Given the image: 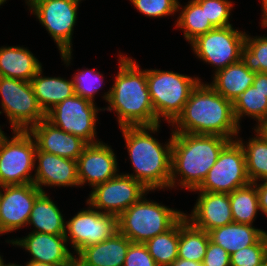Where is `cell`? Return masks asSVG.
Listing matches in <instances>:
<instances>
[{"instance_id": "obj_23", "label": "cell", "mask_w": 267, "mask_h": 266, "mask_svg": "<svg viewBox=\"0 0 267 266\" xmlns=\"http://www.w3.org/2000/svg\"><path fill=\"white\" fill-rule=\"evenodd\" d=\"M256 73L250 71L245 63L240 60L213 73V81L209 85L225 99L234 102L253 84Z\"/></svg>"}, {"instance_id": "obj_46", "label": "cell", "mask_w": 267, "mask_h": 266, "mask_svg": "<svg viewBox=\"0 0 267 266\" xmlns=\"http://www.w3.org/2000/svg\"><path fill=\"white\" fill-rule=\"evenodd\" d=\"M64 266H83L76 258H74L70 263Z\"/></svg>"}, {"instance_id": "obj_16", "label": "cell", "mask_w": 267, "mask_h": 266, "mask_svg": "<svg viewBox=\"0 0 267 266\" xmlns=\"http://www.w3.org/2000/svg\"><path fill=\"white\" fill-rule=\"evenodd\" d=\"M116 154L111 146L102 140L87 144L77 160L79 185L88 184L92 189L114 178L119 172Z\"/></svg>"}, {"instance_id": "obj_53", "label": "cell", "mask_w": 267, "mask_h": 266, "mask_svg": "<svg viewBox=\"0 0 267 266\" xmlns=\"http://www.w3.org/2000/svg\"><path fill=\"white\" fill-rule=\"evenodd\" d=\"M73 1H76V2L80 3L82 0H73Z\"/></svg>"}, {"instance_id": "obj_32", "label": "cell", "mask_w": 267, "mask_h": 266, "mask_svg": "<svg viewBox=\"0 0 267 266\" xmlns=\"http://www.w3.org/2000/svg\"><path fill=\"white\" fill-rule=\"evenodd\" d=\"M144 244L157 266H170L178 258L179 221L167 232Z\"/></svg>"}, {"instance_id": "obj_50", "label": "cell", "mask_w": 267, "mask_h": 266, "mask_svg": "<svg viewBox=\"0 0 267 266\" xmlns=\"http://www.w3.org/2000/svg\"><path fill=\"white\" fill-rule=\"evenodd\" d=\"M7 0H0V6L3 5Z\"/></svg>"}, {"instance_id": "obj_33", "label": "cell", "mask_w": 267, "mask_h": 266, "mask_svg": "<svg viewBox=\"0 0 267 266\" xmlns=\"http://www.w3.org/2000/svg\"><path fill=\"white\" fill-rule=\"evenodd\" d=\"M241 60L250 71L267 73V35L254 37L246 33Z\"/></svg>"}, {"instance_id": "obj_43", "label": "cell", "mask_w": 267, "mask_h": 266, "mask_svg": "<svg viewBox=\"0 0 267 266\" xmlns=\"http://www.w3.org/2000/svg\"><path fill=\"white\" fill-rule=\"evenodd\" d=\"M257 129L263 133V135L267 138V119H265L258 127Z\"/></svg>"}, {"instance_id": "obj_30", "label": "cell", "mask_w": 267, "mask_h": 266, "mask_svg": "<svg viewBox=\"0 0 267 266\" xmlns=\"http://www.w3.org/2000/svg\"><path fill=\"white\" fill-rule=\"evenodd\" d=\"M233 111L238 125L241 127L242 117L254 119L257 128L267 119V91L256 89L253 85L247 88L233 102Z\"/></svg>"}, {"instance_id": "obj_51", "label": "cell", "mask_w": 267, "mask_h": 266, "mask_svg": "<svg viewBox=\"0 0 267 266\" xmlns=\"http://www.w3.org/2000/svg\"><path fill=\"white\" fill-rule=\"evenodd\" d=\"M265 240H266V247H267V231L265 232Z\"/></svg>"}, {"instance_id": "obj_9", "label": "cell", "mask_w": 267, "mask_h": 266, "mask_svg": "<svg viewBox=\"0 0 267 266\" xmlns=\"http://www.w3.org/2000/svg\"><path fill=\"white\" fill-rule=\"evenodd\" d=\"M2 111L13 130L28 131L46 118L40 108L31 82L0 76Z\"/></svg>"}, {"instance_id": "obj_52", "label": "cell", "mask_w": 267, "mask_h": 266, "mask_svg": "<svg viewBox=\"0 0 267 266\" xmlns=\"http://www.w3.org/2000/svg\"><path fill=\"white\" fill-rule=\"evenodd\" d=\"M2 260H3V256L0 255V263H1Z\"/></svg>"}, {"instance_id": "obj_10", "label": "cell", "mask_w": 267, "mask_h": 266, "mask_svg": "<svg viewBox=\"0 0 267 266\" xmlns=\"http://www.w3.org/2000/svg\"><path fill=\"white\" fill-rule=\"evenodd\" d=\"M245 38L246 32L231 25L208 31L198 36L190 45L195 57L213 66L216 73L241 60Z\"/></svg>"}, {"instance_id": "obj_42", "label": "cell", "mask_w": 267, "mask_h": 266, "mask_svg": "<svg viewBox=\"0 0 267 266\" xmlns=\"http://www.w3.org/2000/svg\"><path fill=\"white\" fill-rule=\"evenodd\" d=\"M170 266H202V263L177 258Z\"/></svg>"}, {"instance_id": "obj_4", "label": "cell", "mask_w": 267, "mask_h": 266, "mask_svg": "<svg viewBox=\"0 0 267 266\" xmlns=\"http://www.w3.org/2000/svg\"><path fill=\"white\" fill-rule=\"evenodd\" d=\"M229 141L218 135L173 133L170 189H197Z\"/></svg>"}, {"instance_id": "obj_1", "label": "cell", "mask_w": 267, "mask_h": 266, "mask_svg": "<svg viewBox=\"0 0 267 266\" xmlns=\"http://www.w3.org/2000/svg\"><path fill=\"white\" fill-rule=\"evenodd\" d=\"M118 55L119 70L112 87L102 96L108 104L103 111L115 112L119 128L160 124L150 99L146 69L132 57L121 52Z\"/></svg>"}, {"instance_id": "obj_15", "label": "cell", "mask_w": 267, "mask_h": 266, "mask_svg": "<svg viewBox=\"0 0 267 266\" xmlns=\"http://www.w3.org/2000/svg\"><path fill=\"white\" fill-rule=\"evenodd\" d=\"M42 193L34 183L0 187L1 235L27 227L35 200Z\"/></svg>"}, {"instance_id": "obj_12", "label": "cell", "mask_w": 267, "mask_h": 266, "mask_svg": "<svg viewBox=\"0 0 267 266\" xmlns=\"http://www.w3.org/2000/svg\"><path fill=\"white\" fill-rule=\"evenodd\" d=\"M99 111H103V108L99 109L96 103L75 94L50 109L46 113V119L87 144H94L100 142L96 131Z\"/></svg>"}, {"instance_id": "obj_31", "label": "cell", "mask_w": 267, "mask_h": 266, "mask_svg": "<svg viewBox=\"0 0 267 266\" xmlns=\"http://www.w3.org/2000/svg\"><path fill=\"white\" fill-rule=\"evenodd\" d=\"M233 222L253 225L259 210L256 186L253 183L229 193Z\"/></svg>"}, {"instance_id": "obj_24", "label": "cell", "mask_w": 267, "mask_h": 266, "mask_svg": "<svg viewBox=\"0 0 267 266\" xmlns=\"http://www.w3.org/2000/svg\"><path fill=\"white\" fill-rule=\"evenodd\" d=\"M43 67L31 79L36 100L46 114L56 104L75 95L73 80L61 77L43 76Z\"/></svg>"}, {"instance_id": "obj_34", "label": "cell", "mask_w": 267, "mask_h": 266, "mask_svg": "<svg viewBox=\"0 0 267 266\" xmlns=\"http://www.w3.org/2000/svg\"><path fill=\"white\" fill-rule=\"evenodd\" d=\"M75 88V94L95 103V96L102 88L104 76L97 69H81L78 73L72 75Z\"/></svg>"}, {"instance_id": "obj_18", "label": "cell", "mask_w": 267, "mask_h": 266, "mask_svg": "<svg viewBox=\"0 0 267 266\" xmlns=\"http://www.w3.org/2000/svg\"><path fill=\"white\" fill-rule=\"evenodd\" d=\"M33 183L43 193L47 186L80 188L77 161L36 149Z\"/></svg>"}, {"instance_id": "obj_2", "label": "cell", "mask_w": 267, "mask_h": 266, "mask_svg": "<svg viewBox=\"0 0 267 266\" xmlns=\"http://www.w3.org/2000/svg\"><path fill=\"white\" fill-rule=\"evenodd\" d=\"M173 133L218 135L235 140L240 133L233 102L200 81L191 91L182 112L170 124Z\"/></svg>"}, {"instance_id": "obj_29", "label": "cell", "mask_w": 267, "mask_h": 266, "mask_svg": "<svg viewBox=\"0 0 267 266\" xmlns=\"http://www.w3.org/2000/svg\"><path fill=\"white\" fill-rule=\"evenodd\" d=\"M209 233L194 227L185 216L179 220L178 258L203 262Z\"/></svg>"}, {"instance_id": "obj_21", "label": "cell", "mask_w": 267, "mask_h": 266, "mask_svg": "<svg viewBox=\"0 0 267 266\" xmlns=\"http://www.w3.org/2000/svg\"><path fill=\"white\" fill-rule=\"evenodd\" d=\"M130 244L118 231L109 239L82 249L75 258L83 266H123Z\"/></svg>"}, {"instance_id": "obj_47", "label": "cell", "mask_w": 267, "mask_h": 266, "mask_svg": "<svg viewBox=\"0 0 267 266\" xmlns=\"http://www.w3.org/2000/svg\"><path fill=\"white\" fill-rule=\"evenodd\" d=\"M0 266H23V265H18V264H16V263H5V261H4V259L1 261V263H0ZM25 266V265H24Z\"/></svg>"}, {"instance_id": "obj_49", "label": "cell", "mask_w": 267, "mask_h": 266, "mask_svg": "<svg viewBox=\"0 0 267 266\" xmlns=\"http://www.w3.org/2000/svg\"><path fill=\"white\" fill-rule=\"evenodd\" d=\"M259 266H267V258Z\"/></svg>"}, {"instance_id": "obj_37", "label": "cell", "mask_w": 267, "mask_h": 266, "mask_svg": "<svg viewBox=\"0 0 267 266\" xmlns=\"http://www.w3.org/2000/svg\"><path fill=\"white\" fill-rule=\"evenodd\" d=\"M146 17L160 18L177 13L178 0H129Z\"/></svg>"}, {"instance_id": "obj_13", "label": "cell", "mask_w": 267, "mask_h": 266, "mask_svg": "<svg viewBox=\"0 0 267 266\" xmlns=\"http://www.w3.org/2000/svg\"><path fill=\"white\" fill-rule=\"evenodd\" d=\"M87 209L77 212L65 224V237L74 255L82 249L100 243L118 232V216L101 213L86 202Z\"/></svg>"}, {"instance_id": "obj_48", "label": "cell", "mask_w": 267, "mask_h": 266, "mask_svg": "<svg viewBox=\"0 0 267 266\" xmlns=\"http://www.w3.org/2000/svg\"><path fill=\"white\" fill-rule=\"evenodd\" d=\"M261 26L267 28V15L261 20Z\"/></svg>"}, {"instance_id": "obj_40", "label": "cell", "mask_w": 267, "mask_h": 266, "mask_svg": "<svg viewBox=\"0 0 267 266\" xmlns=\"http://www.w3.org/2000/svg\"><path fill=\"white\" fill-rule=\"evenodd\" d=\"M256 186L258 195L259 210L267 216V181L253 183Z\"/></svg>"}, {"instance_id": "obj_38", "label": "cell", "mask_w": 267, "mask_h": 266, "mask_svg": "<svg viewBox=\"0 0 267 266\" xmlns=\"http://www.w3.org/2000/svg\"><path fill=\"white\" fill-rule=\"evenodd\" d=\"M123 266H157L144 243L131 242Z\"/></svg>"}, {"instance_id": "obj_22", "label": "cell", "mask_w": 267, "mask_h": 266, "mask_svg": "<svg viewBox=\"0 0 267 266\" xmlns=\"http://www.w3.org/2000/svg\"><path fill=\"white\" fill-rule=\"evenodd\" d=\"M41 68V62L28 48L0 47V76L30 82Z\"/></svg>"}, {"instance_id": "obj_41", "label": "cell", "mask_w": 267, "mask_h": 266, "mask_svg": "<svg viewBox=\"0 0 267 266\" xmlns=\"http://www.w3.org/2000/svg\"><path fill=\"white\" fill-rule=\"evenodd\" d=\"M252 85L256 89L267 91V73L265 72L256 73V77Z\"/></svg>"}, {"instance_id": "obj_27", "label": "cell", "mask_w": 267, "mask_h": 266, "mask_svg": "<svg viewBox=\"0 0 267 266\" xmlns=\"http://www.w3.org/2000/svg\"><path fill=\"white\" fill-rule=\"evenodd\" d=\"M248 142L236 138L242 145L246 158L247 176L251 183L267 181V138L257 128ZM247 144V145H246Z\"/></svg>"}, {"instance_id": "obj_45", "label": "cell", "mask_w": 267, "mask_h": 266, "mask_svg": "<svg viewBox=\"0 0 267 266\" xmlns=\"http://www.w3.org/2000/svg\"><path fill=\"white\" fill-rule=\"evenodd\" d=\"M261 8H262V10H261V12H262V17H261V19H263L266 15H267V0H261Z\"/></svg>"}, {"instance_id": "obj_11", "label": "cell", "mask_w": 267, "mask_h": 266, "mask_svg": "<svg viewBox=\"0 0 267 266\" xmlns=\"http://www.w3.org/2000/svg\"><path fill=\"white\" fill-rule=\"evenodd\" d=\"M251 182L247 176L245 152L240 142L230 140L220 152L200 186L193 191L231 193Z\"/></svg>"}, {"instance_id": "obj_26", "label": "cell", "mask_w": 267, "mask_h": 266, "mask_svg": "<svg viewBox=\"0 0 267 266\" xmlns=\"http://www.w3.org/2000/svg\"><path fill=\"white\" fill-rule=\"evenodd\" d=\"M63 217L57 204L45 192L35 200L27 227L33 226L31 232L65 235L66 220Z\"/></svg>"}, {"instance_id": "obj_44", "label": "cell", "mask_w": 267, "mask_h": 266, "mask_svg": "<svg viewBox=\"0 0 267 266\" xmlns=\"http://www.w3.org/2000/svg\"><path fill=\"white\" fill-rule=\"evenodd\" d=\"M25 266H55L52 264L48 263H43V262H35V261H28L27 263H24Z\"/></svg>"}, {"instance_id": "obj_20", "label": "cell", "mask_w": 267, "mask_h": 266, "mask_svg": "<svg viewBox=\"0 0 267 266\" xmlns=\"http://www.w3.org/2000/svg\"><path fill=\"white\" fill-rule=\"evenodd\" d=\"M28 132L33 136L39 151L76 161L87 145L81 138L61 130L46 118L32 126Z\"/></svg>"}, {"instance_id": "obj_28", "label": "cell", "mask_w": 267, "mask_h": 266, "mask_svg": "<svg viewBox=\"0 0 267 266\" xmlns=\"http://www.w3.org/2000/svg\"><path fill=\"white\" fill-rule=\"evenodd\" d=\"M175 28L183 31V36L191 43L198 36L215 29L205 14V7H201L195 0H189L185 6L178 2Z\"/></svg>"}, {"instance_id": "obj_3", "label": "cell", "mask_w": 267, "mask_h": 266, "mask_svg": "<svg viewBox=\"0 0 267 266\" xmlns=\"http://www.w3.org/2000/svg\"><path fill=\"white\" fill-rule=\"evenodd\" d=\"M160 126L120 128L134 171L124 174L139 181L150 192L170 189L173 132L167 143H160L152 136L159 132Z\"/></svg>"}, {"instance_id": "obj_7", "label": "cell", "mask_w": 267, "mask_h": 266, "mask_svg": "<svg viewBox=\"0 0 267 266\" xmlns=\"http://www.w3.org/2000/svg\"><path fill=\"white\" fill-rule=\"evenodd\" d=\"M79 4L73 0H29L26 3L30 13L36 16L56 43L60 58L67 67L73 59L72 36Z\"/></svg>"}, {"instance_id": "obj_25", "label": "cell", "mask_w": 267, "mask_h": 266, "mask_svg": "<svg viewBox=\"0 0 267 266\" xmlns=\"http://www.w3.org/2000/svg\"><path fill=\"white\" fill-rule=\"evenodd\" d=\"M266 231L253 225L232 222L210 230V241L224 248L230 255L240 249L254 245Z\"/></svg>"}, {"instance_id": "obj_35", "label": "cell", "mask_w": 267, "mask_h": 266, "mask_svg": "<svg viewBox=\"0 0 267 266\" xmlns=\"http://www.w3.org/2000/svg\"><path fill=\"white\" fill-rule=\"evenodd\" d=\"M267 258L265 234L254 244L230 255V266H259Z\"/></svg>"}, {"instance_id": "obj_14", "label": "cell", "mask_w": 267, "mask_h": 266, "mask_svg": "<svg viewBox=\"0 0 267 266\" xmlns=\"http://www.w3.org/2000/svg\"><path fill=\"white\" fill-rule=\"evenodd\" d=\"M149 192L133 177L118 173L114 178L95 186L86 202L101 213L119 216Z\"/></svg>"}, {"instance_id": "obj_19", "label": "cell", "mask_w": 267, "mask_h": 266, "mask_svg": "<svg viewBox=\"0 0 267 266\" xmlns=\"http://www.w3.org/2000/svg\"><path fill=\"white\" fill-rule=\"evenodd\" d=\"M199 192L191 214L186 219L196 228L209 232L233 222L229 193Z\"/></svg>"}, {"instance_id": "obj_5", "label": "cell", "mask_w": 267, "mask_h": 266, "mask_svg": "<svg viewBox=\"0 0 267 266\" xmlns=\"http://www.w3.org/2000/svg\"><path fill=\"white\" fill-rule=\"evenodd\" d=\"M145 197L118 216V231L133 243H145L167 232L184 216L181 210Z\"/></svg>"}, {"instance_id": "obj_8", "label": "cell", "mask_w": 267, "mask_h": 266, "mask_svg": "<svg viewBox=\"0 0 267 266\" xmlns=\"http://www.w3.org/2000/svg\"><path fill=\"white\" fill-rule=\"evenodd\" d=\"M0 133V187L33 183L36 142L28 131ZM11 138V139H9ZM33 174V175H32Z\"/></svg>"}, {"instance_id": "obj_39", "label": "cell", "mask_w": 267, "mask_h": 266, "mask_svg": "<svg viewBox=\"0 0 267 266\" xmlns=\"http://www.w3.org/2000/svg\"><path fill=\"white\" fill-rule=\"evenodd\" d=\"M202 266H230V254L221 246L209 241Z\"/></svg>"}, {"instance_id": "obj_17", "label": "cell", "mask_w": 267, "mask_h": 266, "mask_svg": "<svg viewBox=\"0 0 267 266\" xmlns=\"http://www.w3.org/2000/svg\"><path fill=\"white\" fill-rule=\"evenodd\" d=\"M5 242L27 251L31 255L29 261L64 266L75 258L74 253H71L67 247L68 242L65 235L30 232L27 236L8 239Z\"/></svg>"}, {"instance_id": "obj_6", "label": "cell", "mask_w": 267, "mask_h": 266, "mask_svg": "<svg viewBox=\"0 0 267 266\" xmlns=\"http://www.w3.org/2000/svg\"><path fill=\"white\" fill-rule=\"evenodd\" d=\"M147 86L156 118L170 125L182 112L194 87L202 80L178 72L146 69ZM162 118V119H161Z\"/></svg>"}, {"instance_id": "obj_36", "label": "cell", "mask_w": 267, "mask_h": 266, "mask_svg": "<svg viewBox=\"0 0 267 266\" xmlns=\"http://www.w3.org/2000/svg\"><path fill=\"white\" fill-rule=\"evenodd\" d=\"M205 7V14L215 28L231 26L230 16L234 2L231 0H195Z\"/></svg>"}]
</instances>
